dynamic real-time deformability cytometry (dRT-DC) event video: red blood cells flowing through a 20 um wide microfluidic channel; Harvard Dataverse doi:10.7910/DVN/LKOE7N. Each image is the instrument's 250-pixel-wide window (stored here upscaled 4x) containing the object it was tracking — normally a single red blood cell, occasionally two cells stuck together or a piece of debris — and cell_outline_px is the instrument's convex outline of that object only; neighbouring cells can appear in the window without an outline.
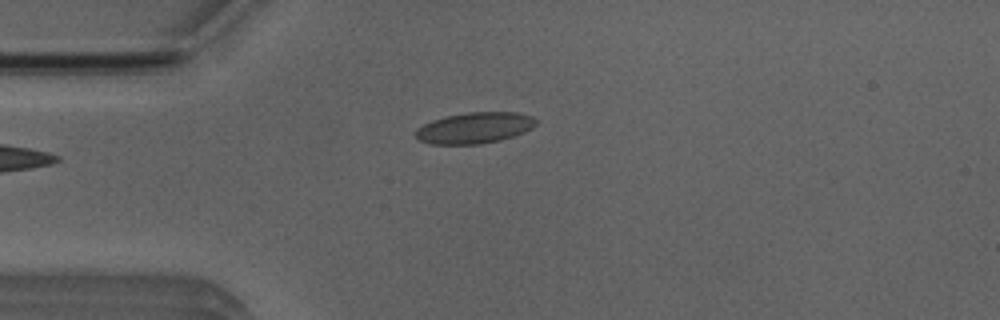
{"species": "Egyptian fruit bat (a non-hibernating species)", "species_latin": "Rousettus aegyptiacus", "temperature_condition": "room temperature", "stored_images_in_passage": 2, "camera_frame_rate_fps": 3000, "um_per_image_px": 0.085, "animal": {"sex": "male"}, "frame": {"image": 1, "passage_image": 2, "time_ms": 1.333, "image_size_px": [1000, 320], "cell_outline_px": [[536, 124], [532, 128], [524, 132], [500, 140], [480, 144], [432, 144], [420, 140], [416, 136], [416, 128], [432, 120], [444, 116], [468, 112], [516, 112], [532, 116], [536, 120]], "centroid_in_image_um": [40.34, 10.86], "position_along_channel_um": 44.7, "area_um2": 21.73}}